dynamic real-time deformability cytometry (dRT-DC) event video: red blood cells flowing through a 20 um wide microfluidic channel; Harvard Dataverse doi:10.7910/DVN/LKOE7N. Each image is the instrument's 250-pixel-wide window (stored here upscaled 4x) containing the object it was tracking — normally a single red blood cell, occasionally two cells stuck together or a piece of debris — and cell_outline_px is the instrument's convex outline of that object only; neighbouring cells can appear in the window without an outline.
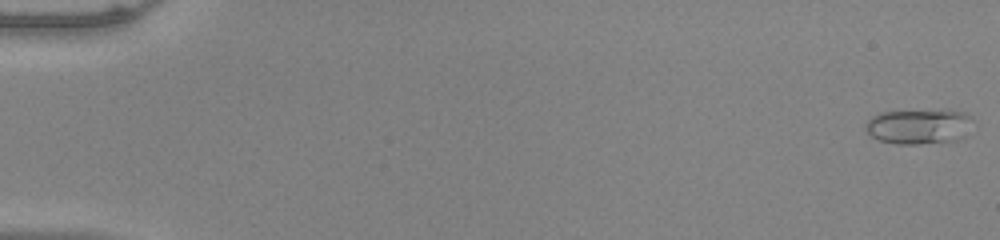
{"species": "common noctule bat (a hibernating species)", "species_latin": "Nyctalus noctula", "temperature_condition": "warm", "stored_images_in_passage": 53, "camera_frame_rate_fps": 3000, "um_per_image_px": 0.085, "animal": {"sex": "male", "body_mass_g": 20.0, "forearm_length_mm": 53.3}, "frame": {"image": 1, "passage_image": 1, "time_ms": 0.0, "image_size_px": [1000, 240], "cell_outline_px": [[972, 120], [964, 140], [920, 144], [896, 144], [880, 140], [872, 136], [868, 132], [864, 124], [872, 116], [880, 112], [944, 108], [948, 108], [968, 112], [972, 116]], "centroid_in_image_um": [78.19, 10.71], "position_along_channel_um": 6.8, "area_um2": 22.89}}
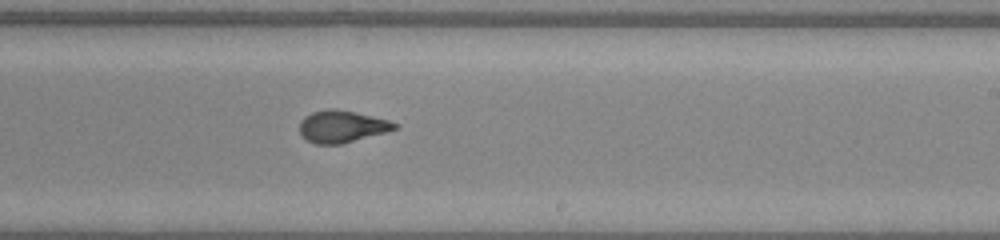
{"frame": {"image": 2, "passage_image": 33, "time_ms": 10.667, "image_size_px": [1000, 240], "cell_outline_px": [[400, 124], [396, 128], [384, 132], [340, 144], [316, 144], [308, 140], [300, 132], [300, 120], [304, 116], [312, 112], [328, 108], [336, 108], [356, 112], [388, 120]], "centroid_in_image_um": [29.04, 10.73], "position_along_channel_um": 260.0, "area_um2": 17.57}}
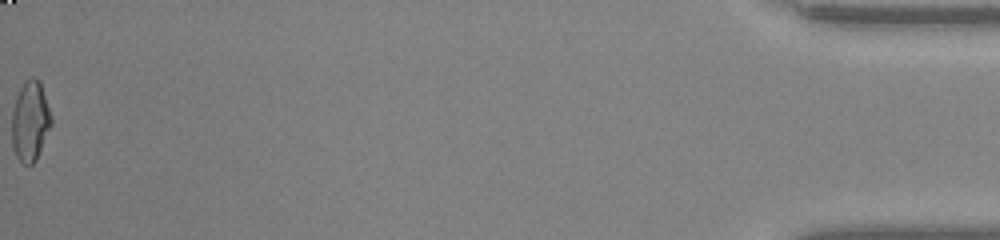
{"frame": {"image": 3, "passage_image": 53, "time_ms": 17.333, "image_size_px": [1000, 240], "cell_outline_px": [[52, 124], [36, 160], [28, 168], [16, 156], [12, 148], [12, 112], [16, 96], [24, 80], [32, 76], [40, 80], [52, 120]], "centroid_in_image_um": [2.55, 10.3], "position_along_channel_um": 432.6, "area_um2": 18.55}, "authors_computed_cell_mechanics": {"area_um2": 18.207, "velocity_mm_per_s": 4.0147, "shape_relaxation_time_tau1_ms": 10.3635, "shape_relaxation_time_tau2_ms": 0.7463, "deformation_change_tau1": 0.301, "deformation_change_tau2": 0.0665}}